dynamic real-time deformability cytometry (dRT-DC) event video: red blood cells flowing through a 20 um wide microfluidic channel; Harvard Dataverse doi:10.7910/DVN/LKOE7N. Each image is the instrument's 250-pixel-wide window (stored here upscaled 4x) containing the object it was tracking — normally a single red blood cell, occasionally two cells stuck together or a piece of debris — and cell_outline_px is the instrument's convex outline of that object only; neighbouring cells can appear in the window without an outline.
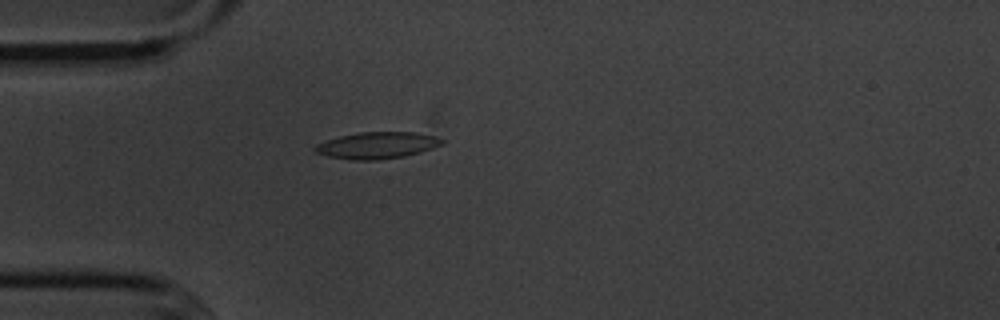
{"species": "common noctule bat (a hibernating species)", "species_latin": "Nyctalus noctula", "temperature_condition": "cold", "stored_images_in_passage": 5, "camera_frame_rate_fps": 3000, "um_per_image_px": 0.085, "animal": {"sex": "male", "body_mass_g": 20.1, "forearm_length_mm": 53.5}, "frame": {"image": 1, "passage_image": 5, "time_ms": 4.667, "image_size_px": [1000, 320], "cell_outline_px": [[444, 144], [420, 152], [404, 156], [376, 160], [352, 160], [328, 156], [316, 152], [312, 148], [316, 144], [340, 136], [360, 132], [416, 132], [436, 136], [444, 140]], "centroid_in_image_um": [32.07, 12.35], "position_along_channel_um": 52.9, "area_um2": 19.65}}